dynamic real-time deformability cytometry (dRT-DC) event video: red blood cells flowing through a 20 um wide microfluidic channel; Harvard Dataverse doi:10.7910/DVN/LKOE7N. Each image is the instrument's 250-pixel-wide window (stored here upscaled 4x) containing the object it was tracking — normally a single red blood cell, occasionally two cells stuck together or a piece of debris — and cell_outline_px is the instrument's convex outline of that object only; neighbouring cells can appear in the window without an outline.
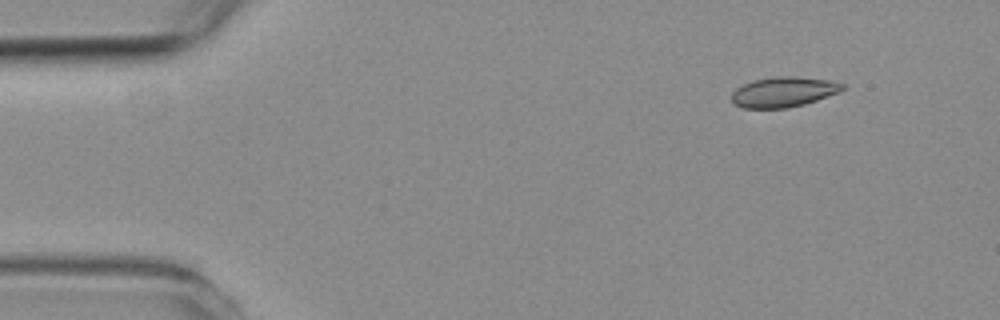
{"species": "common noctule bat (a hibernating species)", "species_latin": "Nyctalus noctula", "temperature_condition": "room temperature", "stored_images_in_passage": 6, "camera_frame_rate_fps": 3000, "um_per_image_px": 0.085, "animal": {"sex": "female", "body_mass_g": 19.3, "forearm_length_mm": 54.1}, "frame": {"image": 1, "passage_image": 1, "time_ms": 0.0, "image_size_px": [1000, 320], "cell_outline_px": [[844, 88], [840, 92], [804, 104], [788, 108], [744, 108], [732, 104], [732, 92], [736, 88], [752, 80], [776, 76], [792, 76], [828, 80], [844, 84]], "centroid_in_image_um": [66.57, 7.82], "position_along_channel_um": 18.4, "area_um2": 19.48}}
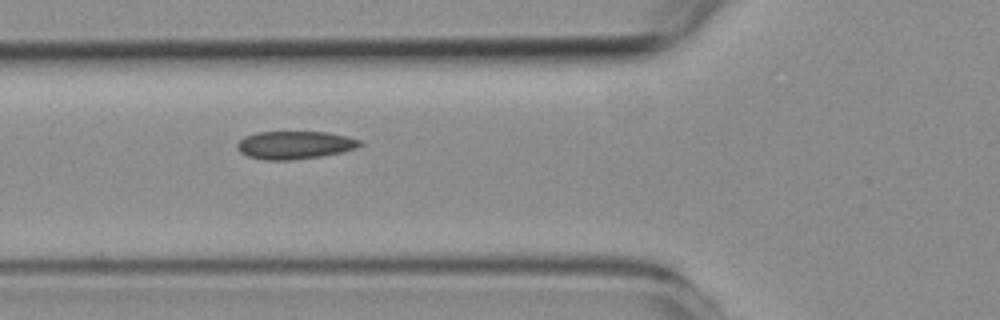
{"frame": {"image": 2, "passage_image": 5, "time_ms": 4.667, "image_size_px": [1000, 320], "cell_outline_px": [[364, 144], [340, 152], [320, 156], [288, 160], [264, 160], [248, 156], [240, 152], [236, 148], [236, 144], [244, 136], [256, 132], [328, 132], [348, 136], [360, 140]], "centroid_in_image_um": [25.01, 12.32], "position_along_channel_um": 100.8, "area_um2": 19.88}}
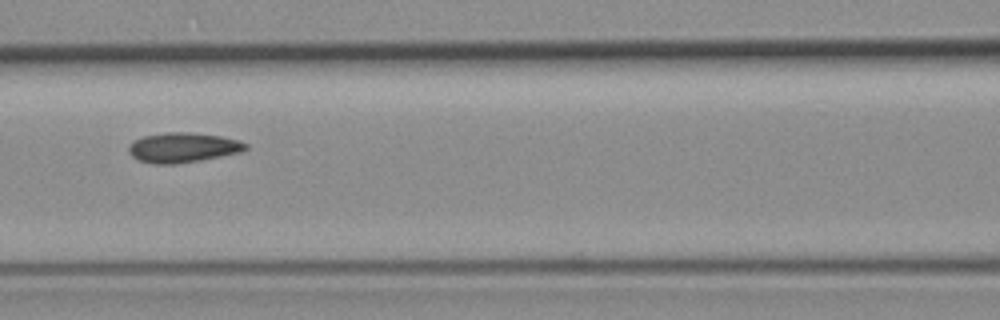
{"frame": {"image": 3, "passage_image": 6, "time_ms": 6.0, "image_size_px": [1000, 320], "cell_outline_px": [[248, 148], [240, 152], [200, 160], [176, 164], [152, 164], [140, 160], [132, 156], [128, 152], [128, 148], [136, 140], [144, 136], [168, 132], [188, 132], [220, 136], [240, 140], [248, 144]], "centroid_in_image_um": [15.57, 12.54], "position_along_channel_um": 151.0, "area_um2": 20.17}}